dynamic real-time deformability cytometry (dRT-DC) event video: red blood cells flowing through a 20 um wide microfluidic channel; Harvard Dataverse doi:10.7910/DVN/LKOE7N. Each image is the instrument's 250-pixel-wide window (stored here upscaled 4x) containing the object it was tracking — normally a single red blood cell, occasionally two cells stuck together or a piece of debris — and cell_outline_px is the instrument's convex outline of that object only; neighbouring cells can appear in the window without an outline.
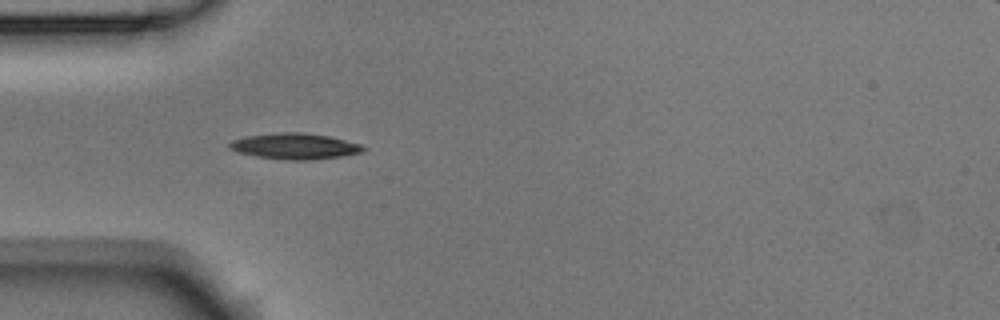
{"species": "Egyptian fruit bat (a non-hibernating species)", "species_latin": "Rousettus aegyptiacus", "temperature_condition": "room temperature", "stored_images_in_passage": 8, "camera_frame_rate_fps": 3000, "um_per_image_px": 0.085, "animal": {"sex": "male"}, "frame": {"image": 1, "passage_image": 4, "time_ms": 1.0, "image_size_px": [1000, 320], "cell_outline_px": [[368, 148], [360, 152], [340, 156], [304, 160], [284, 160], [256, 156], [240, 152], [228, 148], [228, 144], [232, 140], [248, 136], [280, 132], [300, 132], [328, 136], [360, 144]], "centroid_in_image_um": [25.04, 12.42], "position_along_channel_um": 60.0, "area_um2": 19.88}}
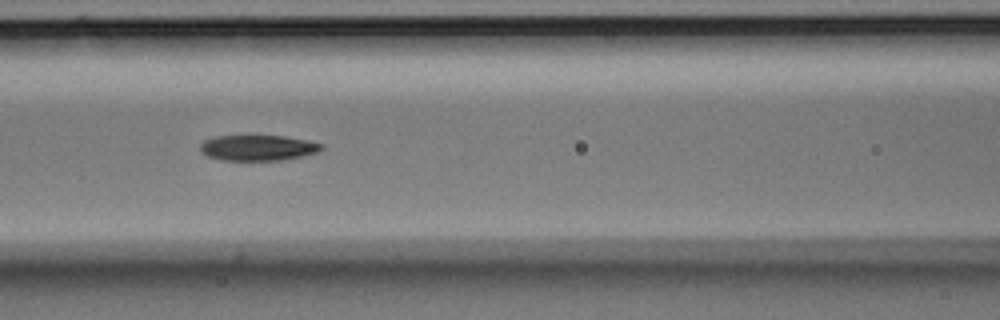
{"frame": {"image": 2, "passage_image": 6, "time_ms": 1.667, "image_size_px": [1000, 320], "cell_outline_px": [[324, 148], [316, 152], [300, 156], [280, 160], [220, 160], [208, 156], [200, 152], [200, 144], [204, 140], [216, 136], [284, 136], [304, 140], [320, 144]], "centroid_in_image_um": [21.84, 12.56], "position_along_channel_um": 144.8, "area_um2": 17.8}}
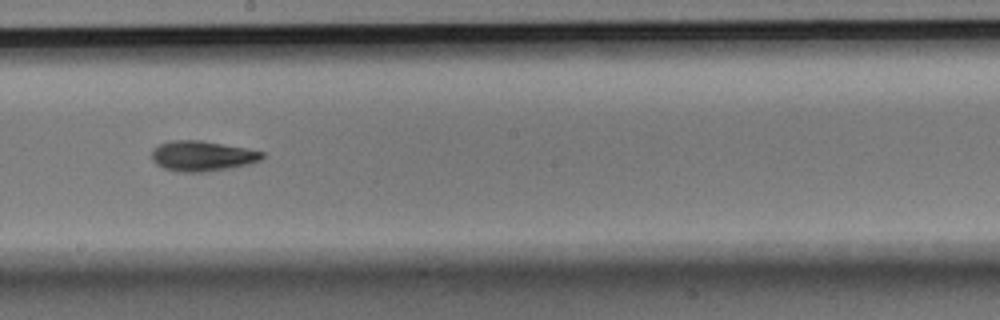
{"frame": {"image": 3, "passage_image": 8, "time_ms": 2.333, "image_size_px": [1000, 320], "cell_outline_px": [[264, 156], [260, 160], [248, 164], [228, 168], [204, 172], [180, 172], [164, 168], [156, 164], [152, 160], [152, 148], [160, 144], [172, 140], [200, 140], [244, 148], [264, 152]], "centroid_in_image_um": [17.15, 13.26], "position_along_channel_um": 231.1, "area_um2": 19.31}}